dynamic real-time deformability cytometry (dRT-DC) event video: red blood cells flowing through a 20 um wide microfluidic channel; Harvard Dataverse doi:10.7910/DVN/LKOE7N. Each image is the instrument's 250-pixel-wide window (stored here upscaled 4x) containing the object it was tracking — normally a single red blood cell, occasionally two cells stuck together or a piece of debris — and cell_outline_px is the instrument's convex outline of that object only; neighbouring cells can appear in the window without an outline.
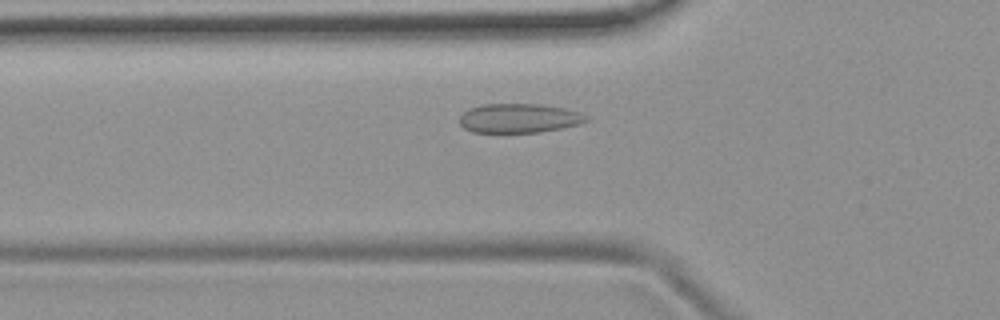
{"species": "common noctule bat (a hibernating species)", "species_latin": "Nyctalus noctula", "temperature_condition": "room temperature", "stored_images_in_passage": 45, "camera_frame_rate_fps": 3000, "um_per_image_px": 0.085, "animal": {"sex": "female", "body_mass_g": 19.9}, "frame": {"image": 1, "passage_image": 10, "time_ms": 3.0, "image_size_px": [1000, 320], "cell_outline_px": [[588, 120], [580, 124], [540, 132], [472, 132], [464, 128], [460, 124], [460, 116], [468, 108], [484, 104], [540, 104], [564, 108], [580, 112], [588, 116]], "centroid_in_image_um": [44.12, 10.04], "position_along_channel_um": 81.7, "area_um2": 21.56}}
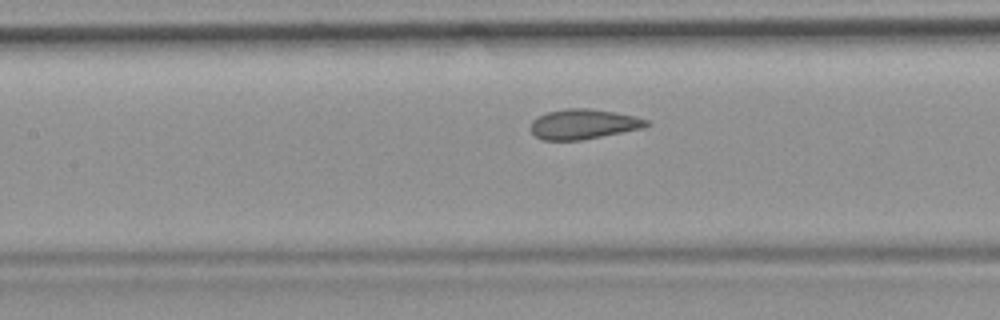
{"frame": {"image": 2, "passage_image": 16, "time_ms": 5.0, "image_size_px": [1000, 320], "cell_outline_px": [[652, 124], [644, 128], [580, 140], [540, 140], [532, 132], [532, 120], [536, 116], [548, 112], [564, 108], [592, 108], [616, 112], [636, 116], [648, 120]], "centroid_in_image_um": [49.62, 10.54], "position_along_channel_um": 157.8, "area_um2": 20.4}}
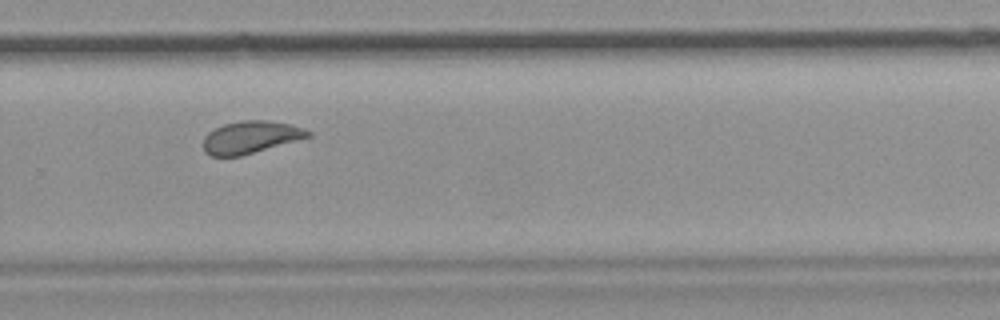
{"frame": {"image": 3, "passage_image": 28, "time_ms": 9.0, "image_size_px": [1000, 320], "cell_outline_px": [[312, 136], [240, 156], [212, 156], [204, 152], [204, 136], [208, 132], [224, 124], [240, 120], [264, 120], [288, 124], [304, 128], [312, 132]], "centroid_in_image_um": [21.3, 11.66], "position_along_channel_um": 308.5, "area_um2": 19.59}, "authors_computed_cell_mechanics": {"area_um2": 20.519, "velocity_mm_per_s": 3.7883, "shape_relaxation_time_tau1_ms": 10.2844, "shape_relaxation_time_tau2_ms": null, "deformation_change_tau1": 0.1622, "deformation_change_tau2": null}}